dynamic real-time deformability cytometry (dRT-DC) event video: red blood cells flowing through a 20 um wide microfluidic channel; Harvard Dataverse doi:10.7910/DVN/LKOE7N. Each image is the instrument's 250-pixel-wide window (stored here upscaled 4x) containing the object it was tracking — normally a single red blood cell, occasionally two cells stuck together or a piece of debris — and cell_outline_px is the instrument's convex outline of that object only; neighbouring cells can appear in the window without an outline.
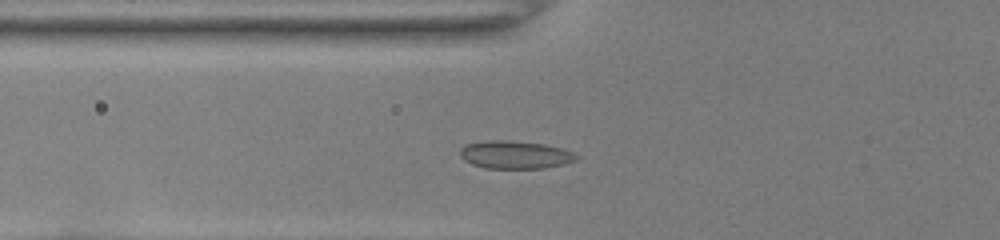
{"species": "common noctule bat (a hibernating species)", "species_latin": "Nyctalus noctula", "temperature_condition": "room temperature", "stored_images_in_passage": 39, "camera_frame_rate_fps": 3000, "um_per_image_px": 0.085, "animal": {"sex": "female", "body_mass_g": 22.0, "forearm_length_mm": 56.7}, "frame": {"image": 1, "passage_image": 8, "time_ms": 2.333, "image_size_px": [1000, 240], "cell_outline_px": [[580, 156], [576, 160], [564, 164], [544, 168], [484, 168], [472, 164], [464, 160], [460, 156], [460, 148], [464, 144], [484, 140], [508, 140], [544, 144], [560, 148], [572, 152]], "centroid_in_image_um": [43.75, 13.15], "position_along_channel_um": 82.1, "area_um2": 19.02}}
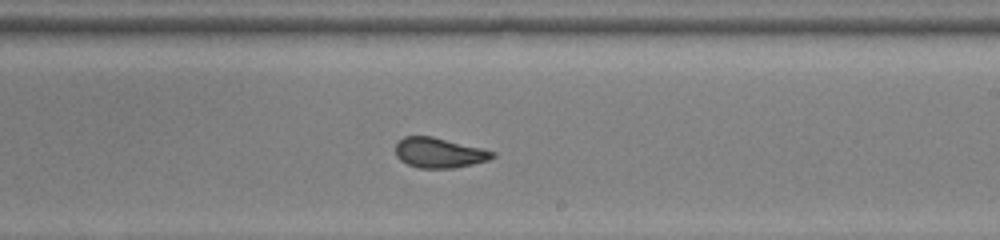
{"frame": {"image": 2, "passage_image": 21, "time_ms": 6.667, "image_size_px": [1000, 240], "cell_outline_px": [[496, 156], [488, 160], [472, 164], [452, 168], [420, 168], [408, 164], [400, 160], [396, 156], [396, 144], [404, 136], [432, 136], [484, 148], [496, 152]], "centroid_in_image_um": [37.35, 12.98], "position_along_channel_um": 251.6, "area_um2": 17.05}}
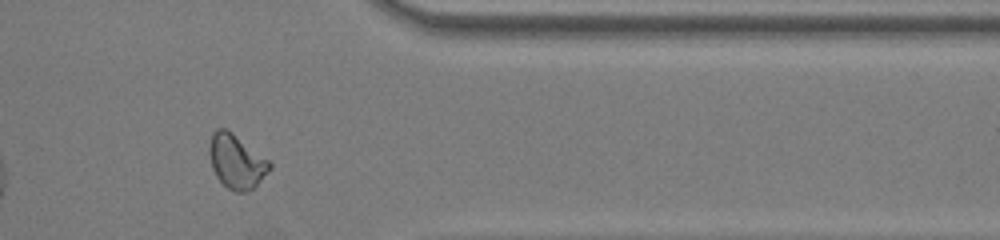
{"frame": {"image": 3, "passage_image": 32, "time_ms": 10.333, "image_size_px": [1000, 240], "cell_outline_px": [[272, 168], [248, 192], [236, 192], [228, 188], [216, 176], [212, 168], [208, 152], [208, 144], [212, 132], [216, 128], [228, 128], [268, 160], [272, 164]], "centroid_in_image_um": [20.06, 13.69], "position_along_channel_um": 391.3, "area_um2": 19.07}, "authors_computed_cell_mechanics": {"area_um2": 17.8024, "velocity_mm_per_s": 3.9432, "shape_relaxation_time_tau1_ms": 8.595, "shape_relaxation_time_tau2_ms": null, "deformation_change_tau1": 0.1653, "deformation_change_tau2": null}}